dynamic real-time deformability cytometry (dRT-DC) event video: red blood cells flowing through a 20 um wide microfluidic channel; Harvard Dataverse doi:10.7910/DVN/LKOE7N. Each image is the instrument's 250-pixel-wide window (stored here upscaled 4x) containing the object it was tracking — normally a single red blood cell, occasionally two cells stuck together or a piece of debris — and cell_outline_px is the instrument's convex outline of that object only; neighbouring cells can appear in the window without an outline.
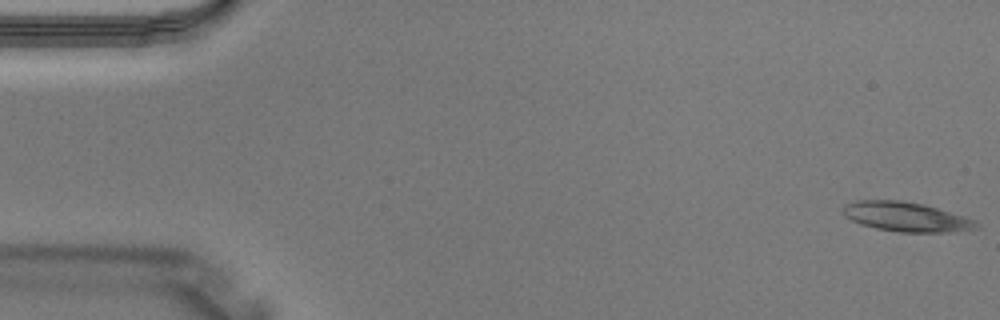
{"species": "Egyptian fruit bat (a non-hibernating species)", "species_latin": "Rousettus aegyptiacus", "temperature_condition": "warm", "stored_images_in_passage": 4, "camera_frame_rate_fps": 3000, "um_per_image_px": 0.085, "animal": {"sex": "male"}, "frame": {"image": 1, "passage_image": 1, "time_ms": 0.0, "image_size_px": [1000, 320], "cell_outline_px": [[980, 228], [956, 232], [900, 232], [876, 228], [860, 224], [844, 216], [844, 204], [856, 200], [904, 200], [924, 204], [976, 220], [980, 224]], "centroid_in_image_um": [77.06, 18.43], "position_along_channel_um": 7.9, "area_um2": 23.06}}
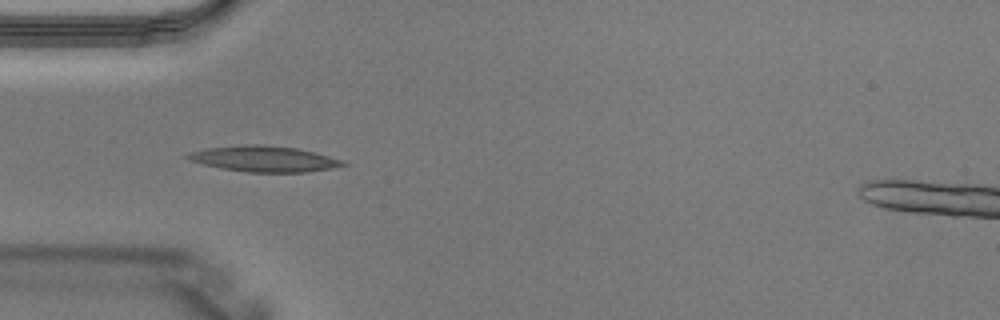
{"frame": {"image": 2, "passage_image": 4, "time_ms": 1.0, "image_size_px": [1000, 320], "cell_outline_px": [[348, 164], [332, 168], [308, 172], [248, 172], [224, 168], [204, 164], [188, 160], [184, 156], [192, 152], [204, 148], [248, 144], [264, 144], [296, 148], [344, 160]], "centroid_in_image_um": [22.45, 13.49], "position_along_channel_um": 62.6, "area_um2": 23.18}}